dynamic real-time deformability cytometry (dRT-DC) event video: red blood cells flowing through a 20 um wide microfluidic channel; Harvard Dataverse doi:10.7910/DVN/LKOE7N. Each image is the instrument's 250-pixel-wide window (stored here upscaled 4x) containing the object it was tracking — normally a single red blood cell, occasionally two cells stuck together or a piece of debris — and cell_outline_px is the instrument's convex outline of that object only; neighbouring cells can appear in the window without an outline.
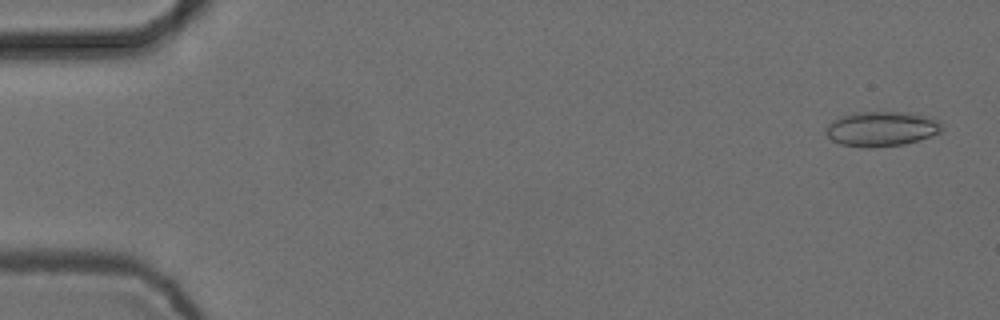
{"species": "common noctule bat (a hibernating species)", "species_latin": "Nyctalus noctula", "temperature_condition": "cold", "stored_images_in_passage": 5, "camera_frame_rate_fps": 3000, "um_per_image_px": 0.085, "animal": {"sex": "female", "body_mass_g": 24.6, "forearm_length_mm": 56.2}, "frame": {"image": 1, "passage_image": 1, "time_ms": 0.0, "image_size_px": [1000, 320], "cell_outline_px": [[944, 128], [940, 132], [904, 144], [872, 148], [868, 148], [840, 144], [832, 140], [824, 132], [824, 128], [832, 120], [840, 116], [856, 112], [912, 112], [928, 116], [936, 120]], "centroid_in_image_um": [74.88, 10.94], "position_along_channel_um": 10.1, "area_um2": 23.64}}